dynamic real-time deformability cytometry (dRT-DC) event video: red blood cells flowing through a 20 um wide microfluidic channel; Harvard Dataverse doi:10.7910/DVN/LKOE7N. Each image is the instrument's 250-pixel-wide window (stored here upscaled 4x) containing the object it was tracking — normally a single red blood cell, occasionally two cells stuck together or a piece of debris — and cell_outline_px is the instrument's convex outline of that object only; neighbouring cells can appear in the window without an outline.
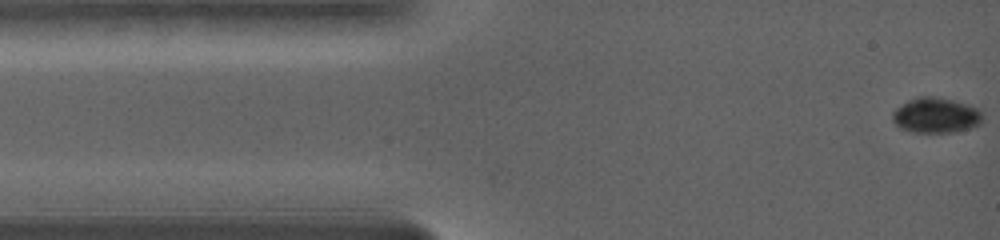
{"species": "common noctule bat (a hibernating species)", "species_latin": "Nyctalus noctula", "temperature_condition": "warm", "stored_images_in_passage": 48, "camera_frame_rate_fps": 5000, "um_per_image_px": 0.085, "animal": {"sex": "female", "body_mass_g": 19.0, "forearm_length_mm": 56.7}, "frame": {"image": 1, "passage_image": 1, "time_ms": 0.0, "image_size_px": [1000, 240], "cell_outline_px": [[984, 116], [980, 124], [972, 128], [956, 132], [908, 132], [900, 128], [892, 120], [892, 112], [896, 108], [908, 100], [920, 96], [936, 96], [968, 104], [976, 108]], "centroid_in_image_um": [79.55, 9.81], "position_along_channel_um": 5.5, "area_um2": 18.73}}
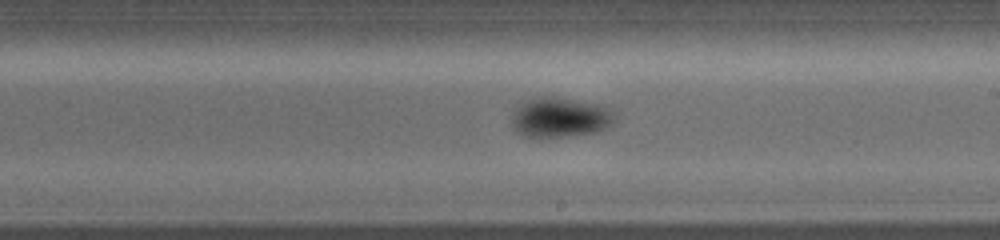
{"frame": {"image": 2, "passage_image": 21, "time_ms": 8.6, "image_size_px": [1000, 240], "cell_outline_px": [[608, 120], [600, 128], [592, 132], [560, 136], [528, 136], [520, 132], [516, 128], [516, 116], [520, 108], [524, 104], [540, 96], [552, 96], [588, 104], [600, 108], [604, 112]], "centroid_in_image_um": [47.46, 9.99], "position_along_channel_um": 241.5, "area_um2": 20.69}}
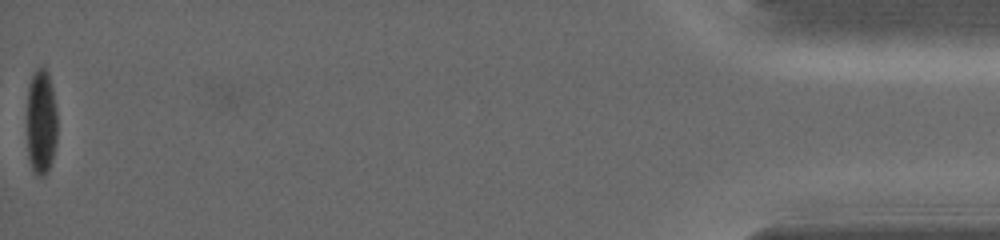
{"frame": {"image": 3, "passage_image": 48, "time_ms": 18.0, "image_size_px": [1000, 240], "cell_outline_px": [[56, 140], [52, 156], [48, 168], [44, 176], [36, 176], [32, 168], [28, 156], [28, 84], [36, 68], [44, 68], [48, 76], [52, 88], [56, 112]], "centroid_in_image_um": [3.49, 10.37], "position_along_channel_um": 431.7, "area_um2": 18.09}, "authors_computed_cell_mechanics": {"area_um2": 17.918, "velocity_mm_per_s": 3.6139, "shape_relaxation_time_tau1_ms": 1.3954, "shape_relaxation_time_tau2_ms": null, "deformation_change_tau1": 0.1356, "deformation_change_tau2": null}}